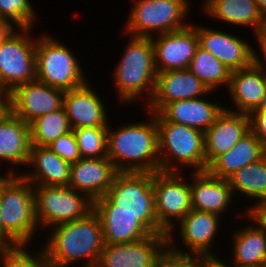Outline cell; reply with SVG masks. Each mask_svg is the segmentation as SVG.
Returning <instances> with one entry per match:
<instances>
[{
  "instance_id": "7a4b0ae2",
  "label": "cell",
  "mask_w": 266,
  "mask_h": 267,
  "mask_svg": "<svg viewBox=\"0 0 266 267\" xmlns=\"http://www.w3.org/2000/svg\"><path fill=\"white\" fill-rule=\"evenodd\" d=\"M147 115L149 120L115 129L108 124L107 157L118 172H160L157 122L153 112Z\"/></svg>"
},
{
  "instance_id": "f546056e",
  "label": "cell",
  "mask_w": 266,
  "mask_h": 267,
  "mask_svg": "<svg viewBox=\"0 0 266 267\" xmlns=\"http://www.w3.org/2000/svg\"><path fill=\"white\" fill-rule=\"evenodd\" d=\"M228 181L234 197L242 194L241 197L246 196L254 203L266 199V154L239 169Z\"/></svg>"
},
{
  "instance_id": "f1b7e54d",
  "label": "cell",
  "mask_w": 266,
  "mask_h": 267,
  "mask_svg": "<svg viewBox=\"0 0 266 267\" xmlns=\"http://www.w3.org/2000/svg\"><path fill=\"white\" fill-rule=\"evenodd\" d=\"M100 218L104 244L138 241L153 234L135 214L127 212H95Z\"/></svg>"
},
{
  "instance_id": "5b68a950",
  "label": "cell",
  "mask_w": 266,
  "mask_h": 267,
  "mask_svg": "<svg viewBox=\"0 0 266 267\" xmlns=\"http://www.w3.org/2000/svg\"><path fill=\"white\" fill-rule=\"evenodd\" d=\"M0 221L17 243L32 245L39 225L35 216L33 185L21 174H0Z\"/></svg>"
},
{
  "instance_id": "9c48e42d",
  "label": "cell",
  "mask_w": 266,
  "mask_h": 267,
  "mask_svg": "<svg viewBox=\"0 0 266 267\" xmlns=\"http://www.w3.org/2000/svg\"><path fill=\"white\" fill-rule=\"evenodd\" d=\"M32 30L15 28L0 43V92L4 95L36 79L37 37L32 35Z\"/></svg>"
},
{
  "instance_id": "7dc6e473",
  "label": "cell",
  "mask_w": 266,
  "mask_h": 267,
  "mask_svg": "<svg viewBox=\"0 0 266 267\" xmlns=\"http://www.w3.org/2000/svg\"><path fill=\"white\" fill-rule=\"evenodd\" d=\"M262 33L266 36V23H265V25L263 27Z\"/></svg>"
},
{
  "instance_id": "2e32d148",
  "label": "cell",
  "mask_w": 266,
  "mask_h": 267,
  "mask_svg": "<svg viewBox=\"0 0 266 267\" xmlns=\"http://www.w3.org/2000/svg\"><path fill=\"white\" fill-rule=\"evenodd\" d=\"M199 25V26H198ZM195 24L199 46L213 54L231 72L252 65L253 45L251 41L235 34Z\"/></svg>"
},
{
  "instance_id": "d6a6232c",
  "label": "cell",
  "mask_w": 266,
  "mask_h": 267,
  "mask_svg": "<svg viewBox=\"0 0 266 267\" xmlns=\"http://www.w3.org/2000/svg\"><path fill=\"white\" fill-rule=\"evenodd\" d=\"M37 11L30 0H0V20L13 28H35L39 21Z\"/></svg>"
},
{
  "instance_id": "d6986e66",
  "label": "cell",
  "mask_w": 266,
  "mask_h": 267,
  "mask_svg": "<svg viewBox=\"0 0 266 267\" xmlns=\"http://www.w3.org/2000/svg\"><path fill=\"white\" fill-rule=\"evenodd\" d=\"M31 149L30 127L24 120L16 117L7 107L0 113V162L9 163L6 174H18L28 164ZM11 164V166H10ZM15 166V170L13 167ZM18 168H17V167Z\"/></svg>"
},
{
  "instance_id": "4fadbf2b",
  "label": "cell",
  "mask_w": 266,
  "mask_h": 267,
  "mask_svg": "<svg viewBox=\"0 0 266 267\" xmlns=\"http://www.w3.org/2000/svg\"><path fill=\"white\" fill-rule=\"evenodd\" d=\"M167 234H151L131 243L104 244L96 267H161Z\"/></svg>"
},
{
  "instance_id": "d590c367",
  "label": "cell",
  "mask_w": 266,
  "mask_h": 267,
  "mask_svg": "<svg viewBox=\"0 0 266 267\" xmlns=\"http://www.w3.org/2000/svg\"><path fill=\"white\" fill-rule=\"evenodd\" d=\"M48 147L68 163H76L81 159L79 147L73 130L50 143Z\"/></svg>"
},
{
  "instance_id": "7c38bea8",
  "label": "cell",
  "mask_w": 266,
  "mask_h": 267,
  "mask_svg": "<svg viewBox=\"0 0 266 267\" xmlns=\"http://www.w3.org/2000/svg\"><path fill=\"white\" fill-rule=\"evenodd\" d=\"M221 221L222 218L216 214L191 209L177 224L178 231L176 234L178 235L179 232L181 238L179 241L182 240L181 245L183 249L180 242L176 243L178 238L175 239L173 238L174 236H167L168 252L179 256L216 257L217 254H214L212 250H216L214 249V245H216L215 239L216 236H220L217 234L221 230ZM175 244L178 245L176 246Z\"/></svg>"
},
{
  "instance_id": "6da1fadb",
  "label": "cell",
  "mask_w": 266,
  "mask_h": 267,
  "mask_svg": "<svg viewBox=\"0 0 266 267\" xmlns=\"http://www.w3.org/2000/svg\"><path fill=\"white\" fill-rule=\"evenodd\" d=\"M46 232L49 234L42 247L49 267H70L83 261L81 267H96L104 242L101 221L94 211Z\"/></svg>"
},
{
  "instance_id": "5bb4252c",
  "label": "cell",
  "mask_w": 266,
  "mask_h": 267,
  "mask_svg": "<svg viewBox=\"0 0 266 267\" xmlns=\"http://www.w3.org/2000/svg\"><path fill=\"white\" fill-rule=\"evenodd\" d=\"M64 91L37 79L18 85L6 95V107L27 124L39 116L60 109Z\"/></svg>"
},
{
  "instance_id": "ffe728a7",
  "label": "cell",
  "mask_w": 266,
  "mask_h": 267,
  "mask_svg": "<svg viewBox=\"0 0 266 267\" xmlns=\"http://www.w3.org/2000/svg\"><path fill=\"white\" fill-rule=\"evenodd\" d=\"M249 131V115L224 108L204 132L206 170L218 156L230 150Z\"/></svg>"
},
{
  "instance_id": "277c9868",
  "label": "cell",
  "mask_w": 266,
  "mask_h": 267,
  "mask_svg": "<svg viewBox=\"0 0 266 267\" xmlns=\"http://www.w3.org/2000/svg\"><path fill=\"white\" fill-rule=\"evenodd\" d=\"M152 179L153 173L118 172L106 195L93 201V211L132 213L153 234H166L157 223Z\"/></svg>"
},
{
  "instance_id": "44dd1931",
  "label": "cell",
  "mask_w": 266,
  "mask_h": 267,
  "mask_svg": "<svg viewBox=\"0 0 266 267\" xmlns=\"http://www.w3.org/2000/svg\"><path fill=\"white\" fill-rule=\"evenodd\" d=\"M192 209L223 217L230 211L234 196L228 179H221L206 171H192L188 175ZM193 180V181H192ZM224 214V215H223Z\"/></svg>"
},
{
  "instance_id": "b9f144b4",
  "label": "cell",
  "mask_w": 266,
  "mask_h": 267,
  "mask_svg": "<svg viewBox=\"0 0 266 267\" xmlns=\"http://www.w3.org/2000/svg\"><path fill=\"white\" fill-rule=\"evenodd\" d=\"M224 259L225 258L221 260V256L220 258L218 256L216 257L209 256V267H235L228 264V262H225Z\"/></svg>"
},
{
  "instance_id": "cb8c5ba5",
  "label": "cell",
  "mask_w": 266,
  "mask_h": 267,
  "mask_svg": "<svg viewBox=\"0 0 266 267\" xmlns=\"http://www.w3.org/2000/svg\"><path fill=\"white\" fill-rule=\"evenodd\" d=\"M265 88L266 75L253 64L247 68L232 71L227 92L234 108L225 106V109L250 115L259 109Z\"/></svg>"
},
{
  "instance_id": "603a6c76",
  "label": "cell",
  "mask_w": 266,
  "mask_h": 267,
  "mask_svg": "<svg viewBox=\"0 0 266 267\" xmlns=\"http://www.w3.org/2000/svg\"><path fill=\"white\" fill-rule=\"evenodd\" d=\"M237 218L250 221L237 231L233 230L230 265L235 267H265L266 266V232L247 214L237 212ZM244 217V218H243Z\"/></svg>"
},
{
  "instance_id": "bcb514c9",
  "label": "cell",
  "mask_w": 266,
  "mask_h": 267,
  "mask_svg": "<svg viewBox=\"0 0 266 267\" xmlns=\"http://www.w3.org/2000/svg\"><path fill=\"white\" fill-rule=\"evenodd\" d=\"M257 110H266V88H265V93H264L263 101H262L259 109H257Z\"/></svg>"
},
{
  "instance_id": "ac0fdd59",
  "label": "cell",
  "mask_w": 266,
  "mask_h": 267,
  "mask_svg": "<svg viewBox=\"0 0 266 267\" xmlns=\"http://www.w3.org/2000/svg\"><path fill=\"white\" fill-rule=\"evenodd\" d=\"M90 82L64 92L63 108L71 129L108 127L110 124L105 102Z\"/></svg>"
},
{
  "instance_id": "4316f807",
  "label": "cell",
  "mask_w": 266,
  "mask_h": 267,
  "mask_svg": "<svg viewBox=\"0 0 266 267\" xmlns=\"http://www.w3.org/2000/svg\"><path fill=\"white\" fill-rule=\"evenodd\" d=\"M203 11L212 19L225 24L251 28L253 34L262 32L266 18L254 0H204ZM214 17V18H213Z\"/></svg>"
},
{
  "instance_id": "7bdbcfd3",
  "label": "cell",
  "mask_w": 266,
  "mask_h": 267,
  "mask_svg": "<svg viewBox=\"0 0 266 267\" xmlns=\"http://www.w3.org/2000/svg\"><path fill=\"white\" fill-rule=\"evenodd\" d=\"M14 28L5 21L0 20V43Z\"/></svg>"
},
{
  "instance_id": "e575fe53",
  "label": "cell",
  "mask_w": 266,
  "mask_h": 267,
  "mask_svg": "<svg viewBox=\"0 0 266 267\" xmlns=\"http://www.w3.org/2000/svg\"><path fill=\"white\" fill-rule=\"evenodd\" d=\"M30 246L18 244L11 248H4L0 254V267H49L43 247L31 253L26 249L28 247L30 249Z\"/></svg>"
},
{
  "instance_id": "ee69618b",
  "label": "cell",
  "mask_w": 266,
  "mask_h": 267,
  "mask_svg": "<svg viewBox=\"0 0 266 267\" xmlns=\"http://www.w3.org/2000/svg\"><path fill=\"white\" fill-rule=\"evenodd\" d=\"M261 11V13L266 18V0H254Z\"/></svg>"
},
{
  "instance_id": "4dcf8cb0",
  "label": "cell",
  "mask_w": 266,
  "mask_h": 267,
  "mask_svg": "<svg viewBox=\"0 0 266 267\" xmlns=\"http://www.w3.org/2000/svg\"><path fill=\"white\" fill-rule=\"evenodd\" d=\"M188 69L209 89L217 92L229 85L231 71L213 54L198 46ZM219 88V89H218Z\"/></svg>"
},
{
  "instance_id": "52a82bcc",
  "label": "cell",
  "mask_w": 266,
  "mask_h": 267,
  "mask_svg": "<svg viewBox=\"0 0 266 267\" xmlns=\"http://www.w3.org/2000/svg\"><path fill=\"white\" fill-rule=\"evenodd\" d=\"M190 2L191 0H133L122 34L152 38L185 28L190 24L186 21L191 10Z\"/></svg>"
},
{
  "instance_id": "8992f818",
  "label": "cell",
  "mask_w": 266,
  "mask_h": 267,
  "mask_svg": "<svg viewBox=\"0 0 266 267\" xmlns=\"http://www.w3.org/2000/svg\"><path fill=\"white\" fill-rule=\"evenodd\" d=\"M158 127L160 172L206 171L204 132L165 120L153 112ZM178 165V166H177ZM181 165V167H180Z\"/></svg>"
},
{
  "instance_id": "484cf974",
  "label": "cell",
  "mask_w": 266,
  "mask_h": 267,
  "mask_svg": "<svg viewBox=\"0 0 266 267\" xmlns=\"http://www.w3.org/2000/svg\"><path fill=\"white\" fill-rule=\"evenodd\" d=\"M219 103L203 97L185 99L166 104L158 113L169 122L205 132L225 108Z\"/></svg>"
},
{
  "instance_id": "7402d4cb",
  "label": "cell",
  "mask_w": 266,
  "mask_h": 267,
  "mask_svg": "<svg viewBox=\"0 0 266 267\" xmlns=\"http://www.w3.org/2000/svg\"><path fill=\"white\" fill-rule=\"evenodd\" d=\"M117 173L108 157L81 158L71 165L68 186L95 201L106 195Z\"/></svg>"
},
{
  "instance_id": "836d02e7",
  "label": "cell",
  "mask_w": 266,
  "mask_h": 267,
  "mask_svg": "<svg viewBox=\"0 0 266 267\" xmlns=\"http://www.w3.org/2000/svg\"><path fill=\"white\" fill-rule=\"evenodd\" d=\"M82 158L107 157L108 127L73 129Z\"/></svg>"
},
{
  "instance_id": "1f68e13d",
  "label": "cell",
  "mask_w": 266,
  "mask_h": 267,
  "mask_svg": "<svg viewBox=\"0 0 266 267\" xmlns=\"http://www.w3.org/2000/svg\"><path fill=\"white\" fill-rule=\"evenodd\" d=\"M31 145L48 146L57 138L72 131L63 106L29 123Z\"/></svg>"
},
{
  "instance_id": "9a60e30c",
  "label": "cell",
  "mask_w": 266,
  "mask_h": 267,
  "mask_svg": "<svg viewBox=\"0 0 266 267\" xmlns=\"http://www.w3.org/2000/svg\"><path fill=\"white\" fill-rule=\"evenodd\" d=\"M194 22L180 30L151 38L157 73L188 69L199 46Z\"/></svg>"
},
{
  "instance_id": "ba28073f",
  "label": "cell",
  "mask_w": 266,
  "mask_h": 267,
  "mask_svg": "<svg viewBox=\"0 0 266 267\" xmlns=\"http://www.w3.org/2000/svg\"><path fill=\"white\" fill-rule=\"evenodd\" d=\"M39 37V38H38ZM37 37L36 41V79L64 92L85 84L80 61L73 50L47 33Z\"/></svg>"
},
{
  "instance_id": "d4e9b609",
  "label": "cell",
  "mask_w": 266,
  "mask_h": 267,
  "mask_svg": "<svg viewBox=\"0 0 266 267\" xmlns=\"http://www.w3.org/2000/svg\"><path fill=\"white\" fill-rule=\"evenodd\" d=\"M71 163L64 161L48 146L31 145L28 172H19L32 185L68 186ZM33 169V170H32Z\"/></svg>"
},
{
  "instance_id": "ab89813d",
  "label": "cell",
  "mask_w": 266,
  "mask_h": 267,
  "mask_svg": "<svg viewBox=\"0 0 266 267\" xmlns=\"http://www.w3.org/2000/svg\"><path fill=\"white\" fill-rule=\"evenodd\" d=\"M248 206L245 209L246 214L266 232V199Z\"/></svg>"
},
{
  "instance_id": "60d3db41",
  "label": "cell",
  "mask_w": 266,
  "mask_h": 267,
  "mask_svg": "<svg viewBox=\"0 0 266 267\" xmlns=\"http://www.w3.org/2000/svg\"><path fill=\"white\" fill-rule=\"evenodd\" d=\"M16 245L18 244L3 230V227L0 221V247L11 248Z\"/></svg>"
},
{
  "instance_id": "8fae6325",
  "label": "cell",
  "mask_w": 266,
  "mask_h": 267,
  "mask_svg": "<svg viewBox=\"0 0 266 267\" xmlns=\"http://www.w3.org/2000/svg\"><path fill=\"white\" fill-rule=\"evenodd\" d=\"M184 176V172L153 173L157 223L167 236L176 233L175 223L178 224L192 209L190 182Z\"/></svg>"
},
{
  "instance_id": "f6af8a7d",
  "label": "cell",
  "mask_w": 266,
  "mask_h": 267,
  "mask_svg": "<svg viewBox=\"0 0 266 267\" xmlns=\"http://www.w3.org/2000/svg\"><path fill=\"white\" fill-rule=\"evenodd\" d=\"M6 108V95L0 92V113Z\"/></svg>"
},
{
  "instance_id": "30bf717a",
  "label": "cell",
  "mask_w": 266,
  "mask_h": 267,
  "mask_svg": "<svg viewBox=\"0 0 266 267\" xmlns=\"http://www.w3.org/2000/svg\"><path fill=\"white\" fill-rule=\"evenodd\" d=\"M33 190L35 216L42 231L82 219L93 211V201L69 186L33 185Z\"/></svg>"
},
{
  "instance_id": "83f0119b",
  "label": "cell",
  "mask_w": 266,
  "mask_h": 267,
  "mask_svg": "<svg viewBox=\"0 0 266 267\" xmlns=\"http://www.w3.org/2000/svg\"><path fill=\"white\" fill-rule=\"evenodd\" d=\"M266 147L249 131L230 150L218 156L207 171L221 179H228L239 169L261 159Z\"/></svg>"
},
{
  "instance_id": "74e56055",
  "label": "cell",
  "mask_w": 266,
  "mask_h": 267,
  "mask_svg": "<svg viewBox=\"0 0 266 267\" xmlns=\"http://www.w3.org/2000/svg\"><path fill=\"white\" fill-rule=\"evenodd\" d=\"M249 117L250 131L266 147V110H255Z\"/></svg>"
},
{
  "instance_id": "3957f363",
  "label": "cell",
  "mask_w": 266,
  "mask_h": 267,
  "mask_svg": "<svg viewBox=\"0 0 266 267\" xmlns=\"http://www.w3.org/2000/svg\"><path fill=\"white\" fill-rule=\"evenodd\" d=\"M127 45L123 48V53L119 57V62L115 64L112 77L116 87V98L121 104H128L146 100L147 104L151 100L156 83L157 71L154 59V47L151 38L128 37ZM144 96L146 98H144ZM142 97V98H141Z\"/></svg>"
},
{
  "instance_id": "f35d334b",
  "label": "cell",
  "mask_w": 266,
  "mask_h": 267,
  "mask_svg": "<svg viewBox=\"0 0 266 267\" xmlns=\"http://www.w3.org/2000/svg\"><path fill=\"white\" fill-rule=\"evenodd\" d=\"M254 37L257 40L256 43L258 44V50L261 55L258 54L259 52L256 48H253L252 64L266 75V36L262 32H259L254 34Z\"/></svg>"
},
{
  "instance_id": "8d00e7d4",
  "label": "cell",
  "mask_w": 266,
  "mask_h": 267,
  "mask_svg": "<svg viewBox=\"0 0 266 267\" xmlns=\"http://www.w3.org/2000/svg\"><path fill=\"white\" fill-rule=\"evenodd\" d=\"M161 267H209V256H179L167 251Z\"/></svg>"
},
{
  "instance_id": "e0dca14e",
  "label": "cell",
  "mask_w": 266,
  "mask_h": 267,
  "mask_svg": "<svg viewBox=\"0 0 266 267\" xmlns=\"http://www.w3.org/2000/svg\"><path fill=\"white\" fill-rule=\"evenodd\" d=\"M207 94L210 96L213 91L211 93L189 69L159 72L154 94L143 108L146 111L159 112L170 102L206 97Z\"/></svg>"
}]
</instances>
